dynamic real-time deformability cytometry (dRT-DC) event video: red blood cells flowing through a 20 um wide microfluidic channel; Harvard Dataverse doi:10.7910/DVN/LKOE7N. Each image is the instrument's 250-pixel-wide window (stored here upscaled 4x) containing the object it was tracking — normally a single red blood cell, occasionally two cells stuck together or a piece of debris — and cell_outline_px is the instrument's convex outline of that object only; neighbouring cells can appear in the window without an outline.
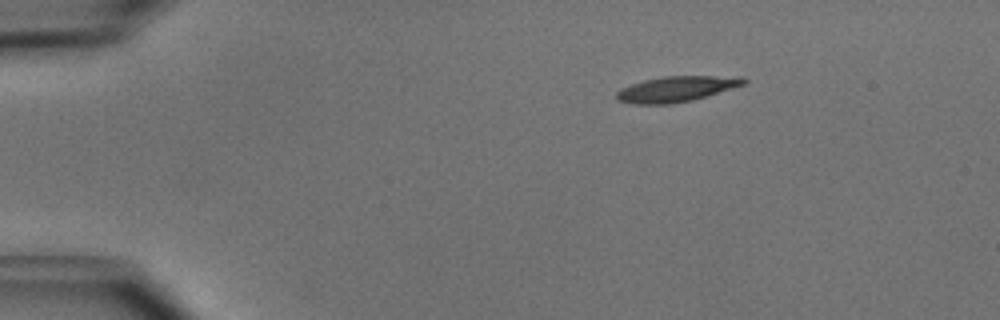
{"species": "common noctule bat (a hibernating species)", "species_latin": "Nyctalus noctula", "temperature_condition": "cold", "stored_images_in_passage": 43, "camera_frame_rate_fps": 3000, "um_per_image_px": 0.085, "animal": {"sex": "male", "body_mass_g": 15.6}, "frame": {"image": 1, "passage_image": 1, "time_ms": 0.0, "image_size_px": [1000, 320], "cell_outline_px": [[748, 80], [744, 84], [692, 100], [672, 104], [632, 104], [616, 100], [616, 92], [620, 88], [644, 80], [664, 76], [744, 76]], "centroid_in_image_um": [57.46, 7.56], "position_along_channel_um": 27.5, "area_um2": 18.9}}
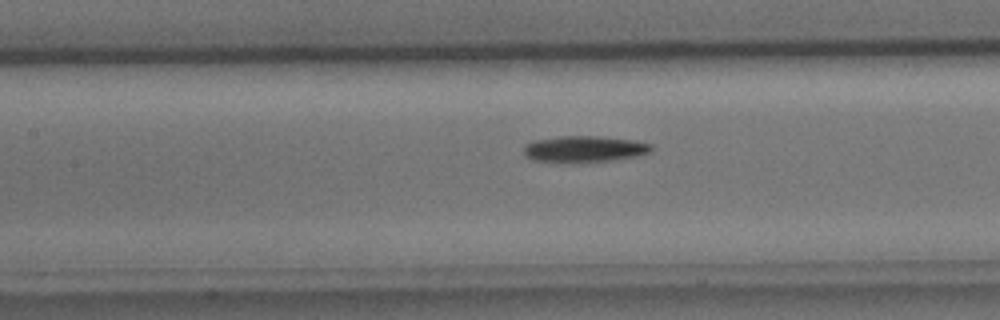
{"frame": {"image": 2, "passage_image": 16, "time_ms": 5.0, "image_size_px": [1000, 320], "cell_outline_px": [[652, 152], [640, 156], [616, 160], [580, 164], [536, 160], [524, 156], [524, 144], [532, 140], [560, 136], [600, 136], [632, 140], [652, 144]], "centroid_in_image_um": [49.68, 12.69], "position_along_channel_um": 157.7, "area_um2": 20.23}}
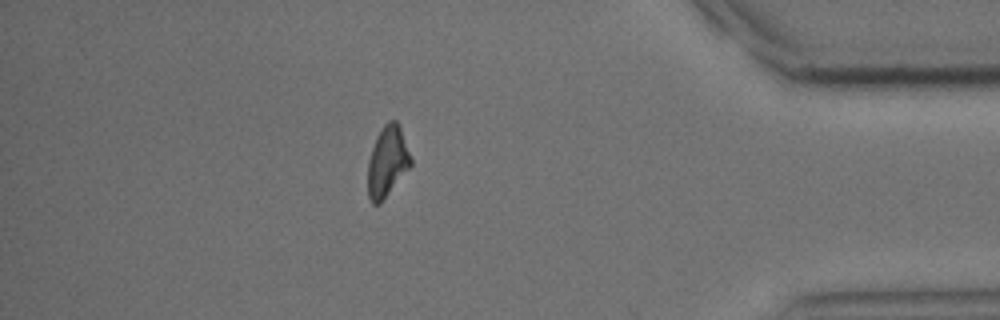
{"frame": {"image": 3, "passage_image": 37, "time_ms": 12.0, "image_size_px": [1000, 320], "cell_outline_px": [[412, 164], [380, 204], [372, 204], [368, 196], [368, 160], [376, 136], [384, 124], [388, 120], [396, 120], [400, 128], [412, 160]], "centroid_in_image_um": [32.9, 13.74], "position_along_channel_um": 402.3, "area_um2": 17.51}, "authors_computed_cell_mechanics": {"area_um2": 18.7272, "velocity_mm_per_s": 3.9849, "shape_relaxation_time_tau1_ms": 2.3472, "shape_relaxation_time_tau2_ms": null, "deformation_change_tau1": 0.1587, "deformation_change_tau2": null}}